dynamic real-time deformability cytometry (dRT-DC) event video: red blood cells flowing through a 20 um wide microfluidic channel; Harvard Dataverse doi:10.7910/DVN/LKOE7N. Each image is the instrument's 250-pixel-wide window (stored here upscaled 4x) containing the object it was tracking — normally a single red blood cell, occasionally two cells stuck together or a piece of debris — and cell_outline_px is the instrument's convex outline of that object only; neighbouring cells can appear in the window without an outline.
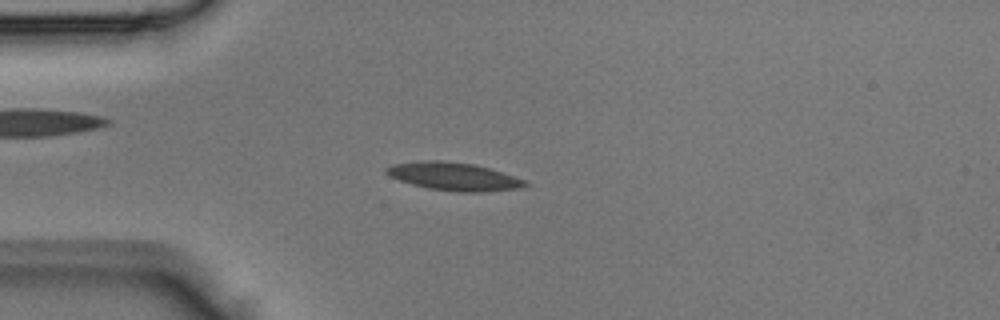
{"species": "Egyptian fruit bat (a non-hibernating species)", "species_latin": "Rousettus aegyptiacus", "temperature_condition": "room temperature", "stored_images_in_passage": 1, "camera_frame_rate_fps": 3000, "um_per_image_px": 0.085, "animal": {"sex": "male"}, "frame": {"image": 1, "passage_image": 1, "time_ms": 0.0, "image_size_px": [1000, 320], "cell_outline_px": [[528, 184], [520, 188], [480, 192], [460, 192], [428, 188], [412, 184], [400, 180], [384, 172], [384, 168], [392, 164], [424, 160], [444, 160], [476, 164], [524, 180]], "centroid_in_image_um": [38.53, 14.98], "position_along_channel_um": 46.5, "area_um2": 22.43}}